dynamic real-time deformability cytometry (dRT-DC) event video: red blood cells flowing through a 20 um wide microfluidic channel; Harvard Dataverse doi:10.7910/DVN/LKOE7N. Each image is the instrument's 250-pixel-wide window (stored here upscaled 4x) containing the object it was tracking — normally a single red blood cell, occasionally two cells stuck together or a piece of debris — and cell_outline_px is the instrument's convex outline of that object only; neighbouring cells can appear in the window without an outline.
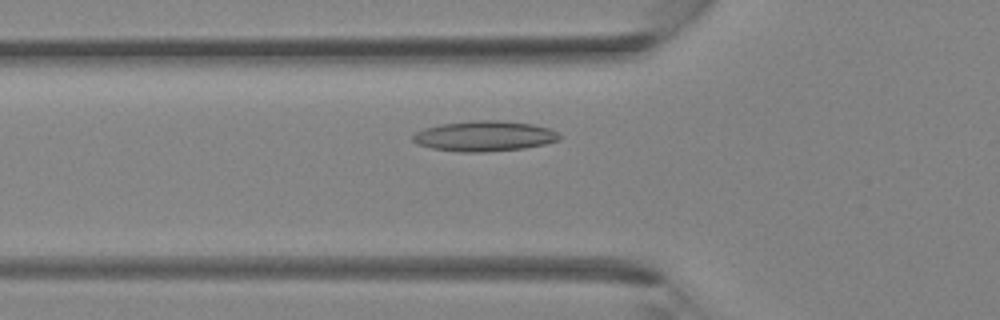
{"species": "Egyptian fruit bat (a non-hibernating species)", "species_latin": "Rousettus aegyptiacus", "temperature_condition": "room temperature", "stored_images_in_passage": 33, "camera_frame_rate_fps": 3000, "um_per_image_px": 0.085, "animal": {"sex": "female"}, "frame": {"image": 1, "passage_image": 9, "time_ms": 2.667, "image_size_px": [1000, 320], "cell_outline_px": [[560, 140], [544, 144], [524, 148], [484, 152], [460, 152], [432, 148], [416, 144], [412, 140], [412, 136], [416, 132], [424, 128], [440, 124], [472, 120], [500, 120], [532, 124], [548, 128], [556, 132], [560, 136]], "centroid_in_image_um": [41.14, 11.56], "position_along_channel_um": 84.7, "area_um2": 25.95}}
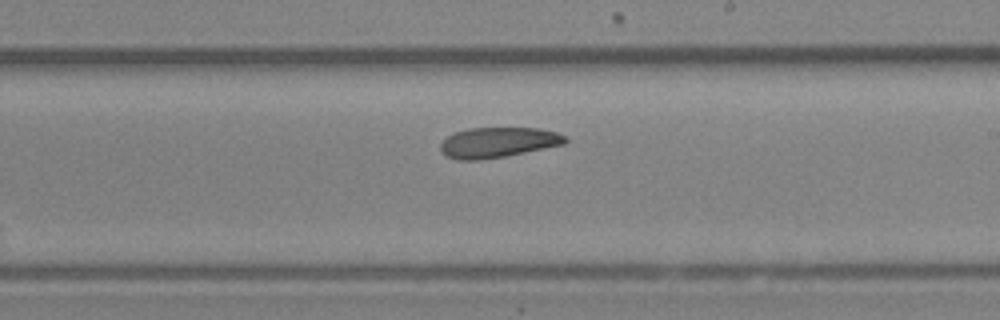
{"frame": {"image": 2, "passage_image": 18, "time_ms": 5.667, "image_size_px": [1000, 320], "cell_outline_px": [[568, 140], [564, 144], [504, 156], [476, 160], [460, 160], [444, 156], [440, 148], [440, 144], [448, 136], [456, 132], [468, 128], [536, 128], [556, 132], [564, 136]], "centroid_in_image_um": [42.29, 12.1], "position_along_channel_um": 246.7, "area_um2": 21.73}}
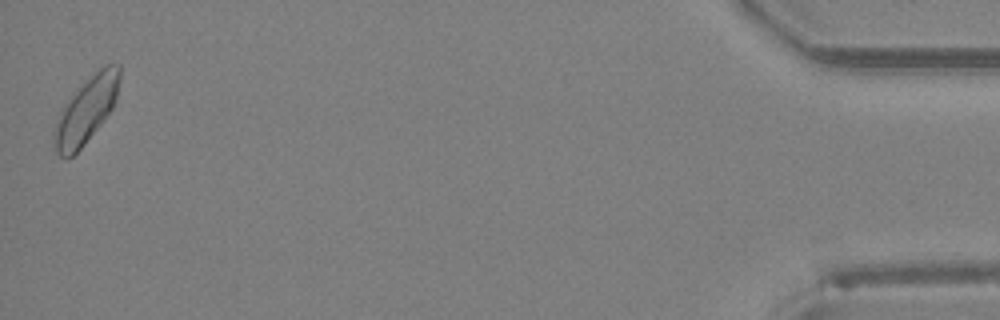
{"frame": {"image": 3, "passage_image": 33, "time_ms": 10.667, "image_size_px": [1000, 320], "cell_outline_px": [[120, 80], [116, 100], [112, 108], [104, 120], [84, 144], [72, 156], [60, 156], [56, 152], [52, 136], [60, 112], [64, 104], [104, 64], [120, 64]], "centroid_in_image_um": [7.35, 9.37], "position_along_channel_um": 427.9, "area_um2": 24.45}}